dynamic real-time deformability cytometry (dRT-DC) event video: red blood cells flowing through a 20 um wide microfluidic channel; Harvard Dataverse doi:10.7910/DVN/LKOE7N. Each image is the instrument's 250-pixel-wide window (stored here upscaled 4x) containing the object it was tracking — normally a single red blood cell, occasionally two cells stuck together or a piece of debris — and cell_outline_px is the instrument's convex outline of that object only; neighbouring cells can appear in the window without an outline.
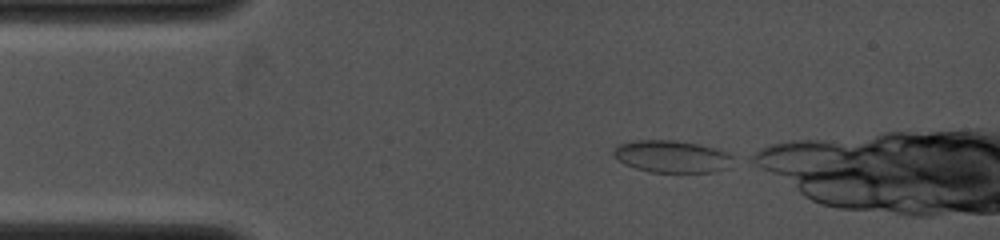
{"species": "common noctule bat (a hibernating species)", "species_latin": "Nyctalus noctula", "temperature_condition": "cold", "stored_images_in_passage": 16, "camera_frame_rate_fps": 4000, "um_per_image_px": 0.085, "animal": {"sex": "female", "body_mass_g": 19.0, "forearm_length_mm": 53.3}, "frame": {"image": 1, "passage_image": 1, "time_ms": 0.0, "image_size_px": [1000, 240], "cell_outline_px": [[736, 160], [728, 168], [712, 172], [648, 172], [624, 164], [612, 152], [612, 148], [620, 144], [636, 140], [676, 140], [716, 148], [728, 152], [736, 156]], "centroid_in_image_um": [57.17, 13.3], "position_along_channel_um": 27.8, "area_um2": 22.66}}
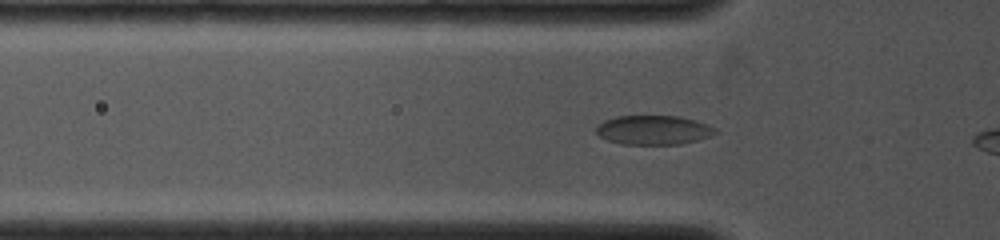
{"frame": {"image": 2, "passage_image": 9, "time_ms": 2.0, "image_size_px": [1000, 240], "cell_outline_px": [[720, 132], [696, 140], [680, 144], [620, 144], [608, 140], [600, 136], [596, 132], [596, 124], [604, 120], [616, 116], [680, 116], [696, 120], [708, 124], [716, 128]], "centroid_in_image_um": [55.54, 11.04], "position_along_channel_um": 70.3, "area_um2": 20.4}}
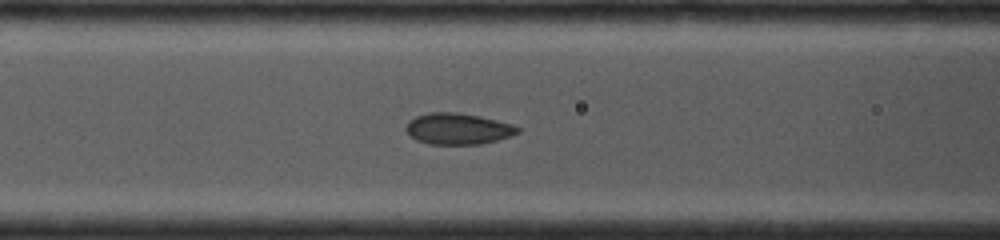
{"frame": {"image": 3, "passage_image": 14, "time_ms": 3.25, "image_size_px": [1000, 240], "cell_outline_px": [[520, 132], [512, 136], [480, 144], [428, 144], [416, 140], [404, 128], [408, 120], [416, 116], [428, 112], [456, 112], [480, 116], [512, 124], [520, 128]], "centroid_in_image_um": [38.92, 10.94], "position_along_channel_um": 127.7, "area_um2": 20.4}}